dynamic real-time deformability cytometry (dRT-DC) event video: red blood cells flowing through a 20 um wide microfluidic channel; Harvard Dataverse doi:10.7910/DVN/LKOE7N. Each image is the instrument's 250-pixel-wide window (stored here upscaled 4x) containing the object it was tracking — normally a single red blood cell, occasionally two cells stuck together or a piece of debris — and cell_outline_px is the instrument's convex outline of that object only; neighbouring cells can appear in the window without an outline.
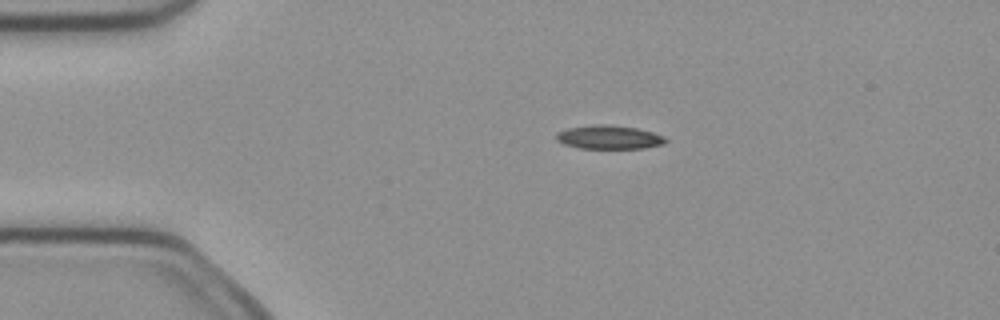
{"species": "common noctule bat (a hibernating species)", "species_latin": "Nyctalus noctula", "temperature_condition": "cold", "stored_images_in_passage": 2, "camera_frame_rate_fps": 3000, "um_per_image_px": 0.085, "animal": {"sex": "female", "body_mass_g": 21.9}, "frame": {"image": 1, "passage_image": 1, "time_ms": 0.0, "image_size_px": [1000, 320], "cell_outline_px": [[668, 140], [664, 144], [644, 148], [580, 148], [564, 144], [556, 140], [556, 132], [568, 128], [592, 124], [608, 124], [636, 128], [652, 132], [664, 136]], "centroid_in_image_um": [51.76, 11.65], "position_along_channel_um": 33.2, "area_um2": 15.14}}